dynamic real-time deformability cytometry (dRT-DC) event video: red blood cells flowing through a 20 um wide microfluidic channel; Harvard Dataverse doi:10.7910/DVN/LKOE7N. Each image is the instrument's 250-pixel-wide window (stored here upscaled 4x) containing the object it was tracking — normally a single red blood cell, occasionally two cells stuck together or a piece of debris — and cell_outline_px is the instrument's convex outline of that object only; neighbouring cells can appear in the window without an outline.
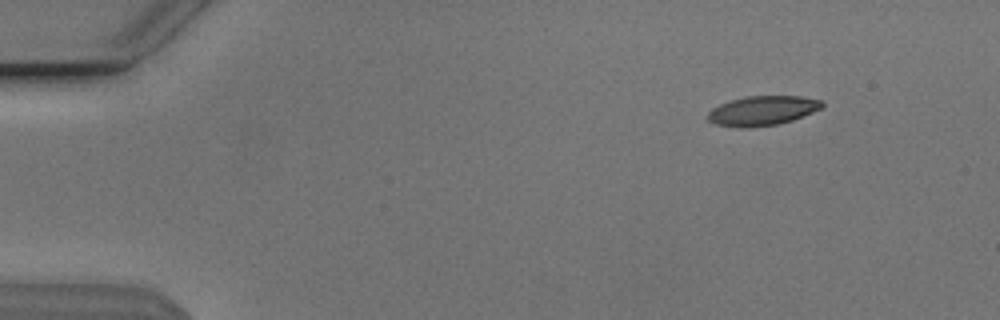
{"species": "Egyptian fruit bat (a non-hibernating species)", "species_latin": "Rousettus aegyptiacus", "temperature_condition": "cold", "stored_images_in_passage": 48, "camera_frame_rate_fps": 3000, "um_per_image_px": 0.085, "animal": {"sex": "male"}, "frame": {"image": 1, "passage_image": 1, "time_ms": 0.0, "image_size_px": [1000, 320], "cell_outline_px": [[824, 104], [820, 108], [812, 112], [792, 120], [776, 124], [716, 124], [708, 120], [708, 112], [712, 108], [720, 104], [744, 96], [800, 96], [824, 100]], "centroid_in_image_um": [64.88, 9.33], "position_along_channel_um": 20.1, "area_um2": 18.61}}
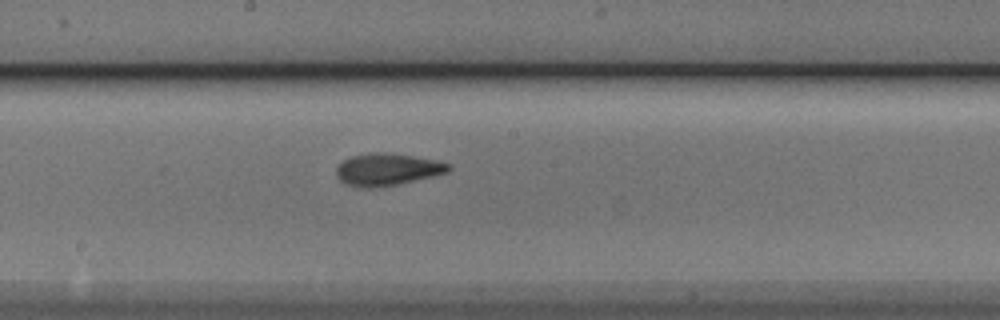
{"frame": {"image": 2, "passage_image": 24, "time_ms": 7.667, "image_size_px": [1000, 320], "cell_outline_px": [[452, 168], [448, 172], [432, 176], [396, 184], [376, 188], [360, 188], [344, 184], [336, 176], [336, 168], [344, 160], [352, 156], [372, 152], [384, 152], [412, 156], [436, 160], [452, 164]], "centroid_in_image_um": [32.9, 14.41], "position_along_channel_um": 215.3, "area_um2": 21.04}}
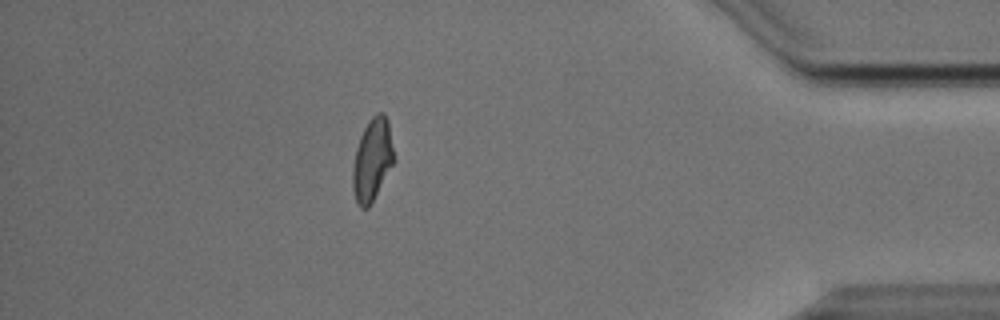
{"frame": {"image": 3, "passage_image": 42, "time_ms": 13.667, "image_size_px": [1000, 320], "cell_outline_px": [[396, 160], [368, 208], [360, 208], [356, 204], [352, 188], [352, 168], [356, 148], [360, 136], [368, 120], [376, 112], [384, 112], [388, 120]], "centroid_in_image_um": [31.65, 13.57], "position_along_channel_um": 403.6, "area_um2": 20.17}, "authors_computed_cell_mechanics": {"area_um2": 19.9988, "velocity_mm_per_s": 3.8286, "shape_relaxation_time_tau1_ms": 8.0656, "shape_relaxation_time_tau2_ms": 1.873, "deformation_change_tau1": 0.187, "deformation_change_tau2": 0.0801}}